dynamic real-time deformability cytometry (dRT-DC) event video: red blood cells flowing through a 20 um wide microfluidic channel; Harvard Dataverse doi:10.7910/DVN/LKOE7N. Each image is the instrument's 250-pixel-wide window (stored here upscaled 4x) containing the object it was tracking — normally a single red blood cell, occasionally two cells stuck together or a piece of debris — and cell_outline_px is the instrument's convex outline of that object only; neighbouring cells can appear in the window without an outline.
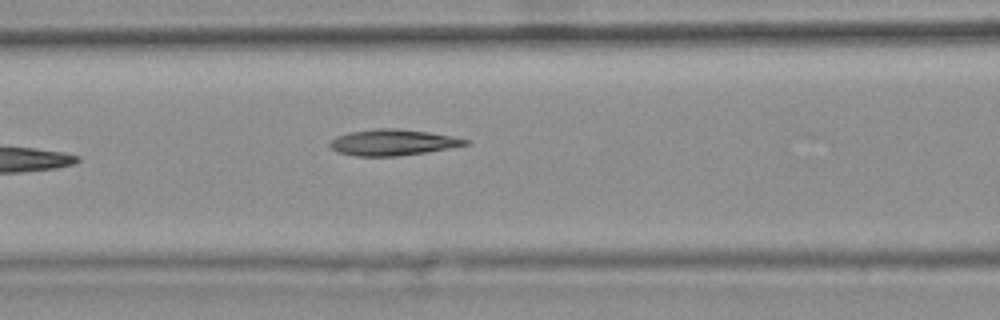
{"species": "common noctule bat (a hibernating species)", "species_latin": "Nyctalus noctula", "temperature_condition": "warm", "stored_images_in_passage": 7, "segment_of_instrument_passage": [1, 2], "camera_frame_rate_fps": 3000, "um_per_image_px": 0.085, "animal": {"sex": "female", "body_mass_g": 25.1}, "frame": {"image": 1, "passage_image": 6, "time_ms": 1.667, "image_size_px": [1000, 320], "cell_outline_px": [[472, 144], [424, 152], [396, 156], [356, 156], [336, 152], [328, 144], [336, 136], [348, 132], [376, 128], [396, 128], [428, 132], [452, 136], [472, 140]], "centroid_in_image_um": [33.39, 12.1], "position_along_channel_um": 133.2, "area_um2": 20.63}}